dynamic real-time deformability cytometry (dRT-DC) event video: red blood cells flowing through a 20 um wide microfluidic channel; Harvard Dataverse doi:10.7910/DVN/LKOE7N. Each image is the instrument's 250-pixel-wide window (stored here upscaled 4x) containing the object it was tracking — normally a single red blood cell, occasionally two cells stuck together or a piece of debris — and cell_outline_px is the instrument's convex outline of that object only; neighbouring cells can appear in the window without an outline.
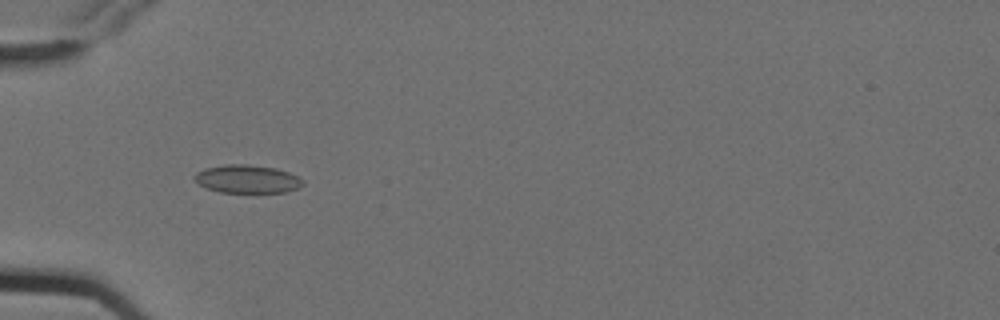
{"species": "Egyptian fruit bat (a non-hibernating species)", "species_latin": "Rousettus aegyptiacus", "temperature_condition": "cold", "stored_images_in_passage": 7, "camera_frame_rate_fps": 3000, "um_per_image_px": 0.085, "animal": {"sex": "female"}, "frame": {"image": 1, "passage_image": 6, "time_ms": 1.667, "image_size_px": [1000, 320], "cell_outline_px": [[304, 184], [296, 188], [284, 192], [220, 192], [208, 188], [200, 184], [192, 176], [196, 172], [204, 168], [224, 164], [248, 164], [276, 168], [288, 172], [304, 180]], "centroid_in_image_um": [20.99, 15.2], "position_along_channel_um": 64.0, "area_um2": 17.69}}
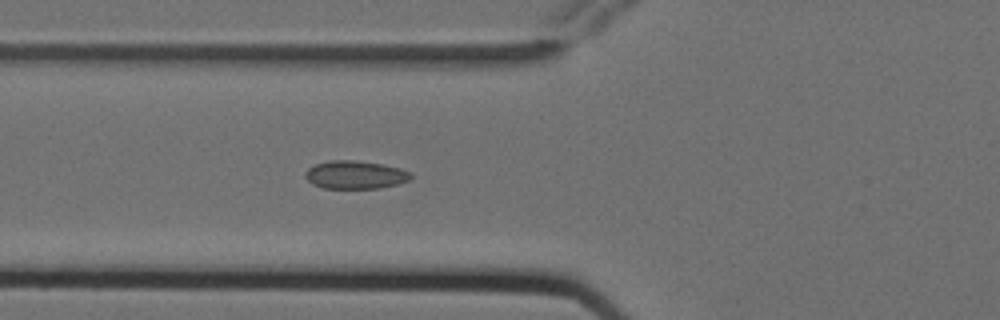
{"frame": {"image": 2, "passage_image": 7, "time_ms": 2.0, "image_size_px": [1000, 320], "cell_outline_px": [[412, 176], [408, 180], [396, 184], [380, 188], [324, 188], [312, 184], [304, 176], [304, 172], [308, 168], [316, 164], [328, 160], [352, 160], [384, 164], [400, 168], [412, 172]], "centroid_in_image_um": [30.18, 14.85], "position_along_channel_um": 95.6, "area_um2": 17.34}}